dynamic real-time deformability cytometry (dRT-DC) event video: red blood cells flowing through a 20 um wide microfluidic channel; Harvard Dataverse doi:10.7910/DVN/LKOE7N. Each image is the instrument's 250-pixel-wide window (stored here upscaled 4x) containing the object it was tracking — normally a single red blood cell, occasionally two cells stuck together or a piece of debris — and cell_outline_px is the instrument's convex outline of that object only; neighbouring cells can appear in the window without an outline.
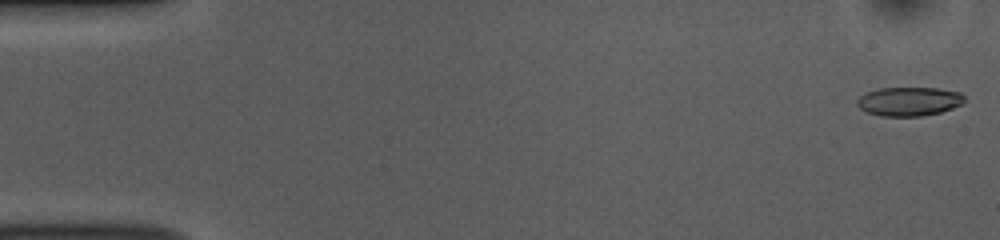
{"species": "common noctule bat (a hibernating species)", "species_latin": "Nyctalus noctula", "temperature_condition": "room temperature", "stored_images_in_passage": 52, "camera_frame_rate_fps": 3000, "um_per_image_px": 0.085, "animal": {"sex": "female", "body_mass_g": 10.0, "forearm_length_mm": 53.1}, "frame": {"image": 1, "passage_image": 1, "time_ms": 0.0, "image_size_px": [1000, 240], "cell_outline_px": [[964, 104], [940, 112], [920, 116], [880, 116], [868, 112], [860, 108], [856, 104], [856, 100], [860, 96], [876, 88], [936, 88], [960, 92], [964, 96]], "centroid_in_image_um": [77.27, 8.62], "position_along_channel_um": 7.7, "area_um2": 18.09}}
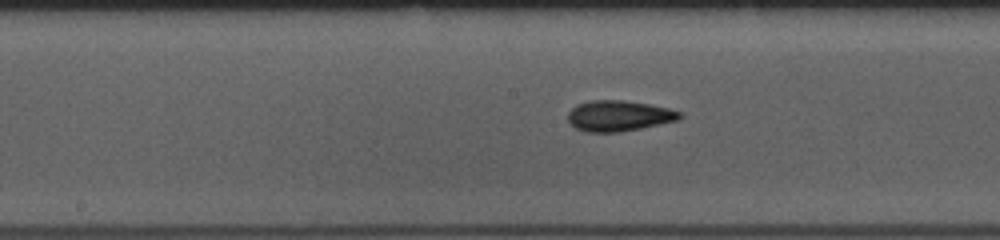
{"frame": {"image": 2, "passage_image": 26, "time_ms": 8.333, "image_size_px": [1000, 240], "cell_outline_px": [[680, 120], [620, 132], [588, 132], [576, 128], [568, 120], [568, 112], [576, 104], [592, 100], [620, 100], [648, 104], [668, 108], [680, 112]], "centroid_in_image_um": [52.58, 9.84], "position_along_channel_um": 195.6, "area_um2": 19.83}}
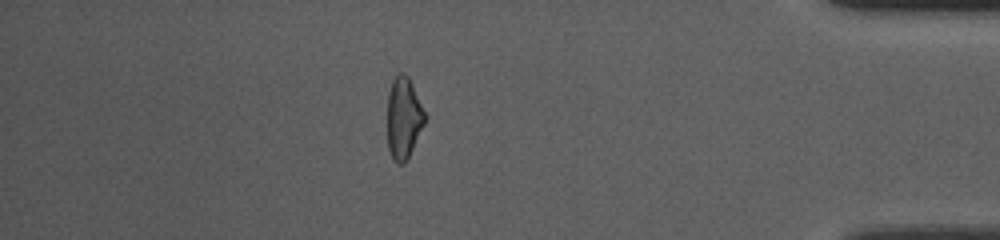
{"frame": {"image": 3, "passage_image": 45, "time_ms": 14.667, "image_size_px": [1000, 240], "cell_outline_px": [[424, 124], [404, 164], [400, 164], [392, 156], [388, 148], [388, 92], [392, 80], [400, 72], [404, 72], [408, 76], [412, 84], [424, 112]], "centroid_in_image_um": [34.28, 9.99], "position_along_channel_um": 400.9, "area_um2": 17.28}, "authors_computed_cell_mechanics": {"area_um2": 18.9295, "velocity_mm_per_s": 3.8624, "shape_relaxation_time_tau1_ms": 9.6064, "shape_relaxation_time_tau2_ms": 3.4366, "deformation_change_tau1": 0.1973, "deformation_change_tau2": 0.1034}}